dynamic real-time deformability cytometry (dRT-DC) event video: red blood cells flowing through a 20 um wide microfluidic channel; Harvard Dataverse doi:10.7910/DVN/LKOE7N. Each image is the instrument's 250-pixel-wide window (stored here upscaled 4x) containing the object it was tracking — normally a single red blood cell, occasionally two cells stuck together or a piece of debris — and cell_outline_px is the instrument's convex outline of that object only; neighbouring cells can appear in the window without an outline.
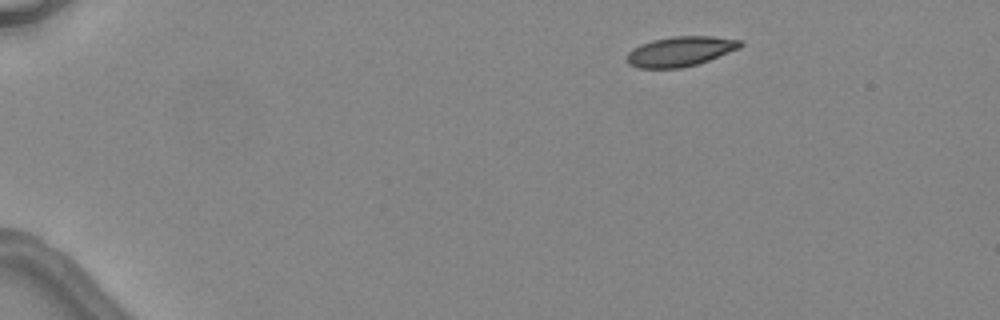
{"species": "common noctule bat (a hibernating species)", "species_latin": "Nyctalus noctula", "temperature_condition": "warm", "stored_images_in_passage": 4, "camera_frame_rate_fps": 3000, "um_per_image_px": 0.085, "animal": {"sex": "female", "body_mass_g": 24.6, "forearm_length_mm": 56.2}, "frame": {"image": 1, "passage_image": 1, "time_ms": 0.0, "image_size_px": [1000, 320], "cell_outline_px": [[744, 44], [740, 48], [708, 60], [696, 64], [680, 68], [640, 68], [628, 64], [628, 52], [632, 48], [640, 44], [652, 40], [672, 36], [712, 36], [740, 40]], "centroid_in_image_um": [57.82, 4.36], "position_along_channel_um": 27.2, "area_um2": 19.65}}
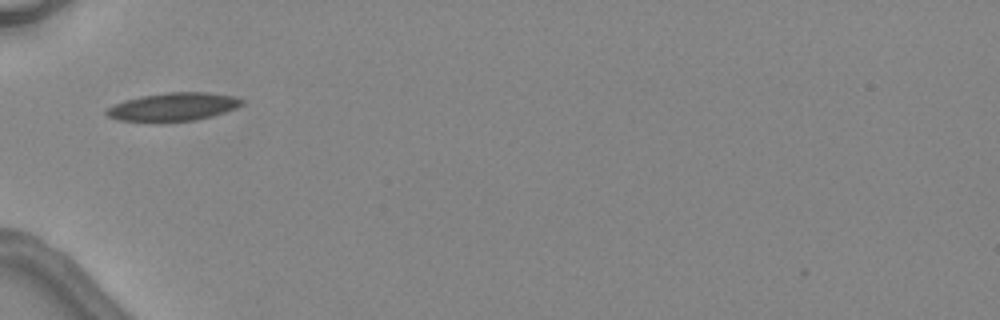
{"frame": {"image": 2, "passage_image": 3, "time_ms": 3.333, "image_size_px": [1000, 320], "cell_outline_px": [[244, 104], [236, 108], [212, 116], [196, 120], [156, 124], [152, 124], [120, 120], [108, 116], [104, 112], [112, 104], [124, 100], [140, 96], [168, 92], [208, 92], [232, 96], [244, 100]], "centroid_in_image_um": [14.67, 9.11], "position_along_channel_um": 70.3, "area_um2": 22.95}}